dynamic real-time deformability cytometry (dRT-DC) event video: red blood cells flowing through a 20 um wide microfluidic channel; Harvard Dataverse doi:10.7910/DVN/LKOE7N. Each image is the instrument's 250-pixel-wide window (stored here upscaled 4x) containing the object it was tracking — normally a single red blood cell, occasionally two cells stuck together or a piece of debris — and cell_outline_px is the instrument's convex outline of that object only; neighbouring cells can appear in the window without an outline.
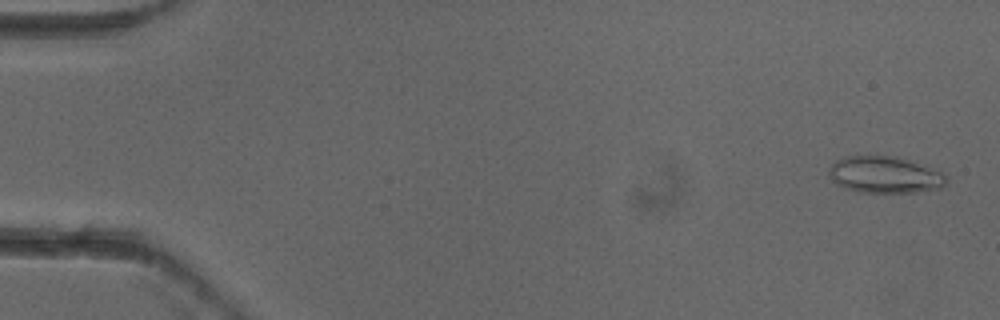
{"species": "common noctule bat (a hibernating species)", "species_latin": "Nyctalus noctula", "temperature_condition": "cold", "stored_images_in_passage": 4, "camera_frame_rate_fps": 3000, "um_per_image_px": 0.085, "animal": {"sex": "female"}, "frame": {"image": 1, "passage_image": 1, "time_ms": 0.0, "image_size_px": [1000, 320], "cell_outline_px": [[948, 184], [940, 188], [916, 192], [860, 192], [836, 184], [832, 180], [828, 172], [832, 164], [836, 160], [848, 156], [896, 156], [908, 160], [940, 172], [948, 176]], "centroid_in_image_um": [75.22, 14.86], "position_along_channel_um": 9.8, "area_um2": 24.85}}